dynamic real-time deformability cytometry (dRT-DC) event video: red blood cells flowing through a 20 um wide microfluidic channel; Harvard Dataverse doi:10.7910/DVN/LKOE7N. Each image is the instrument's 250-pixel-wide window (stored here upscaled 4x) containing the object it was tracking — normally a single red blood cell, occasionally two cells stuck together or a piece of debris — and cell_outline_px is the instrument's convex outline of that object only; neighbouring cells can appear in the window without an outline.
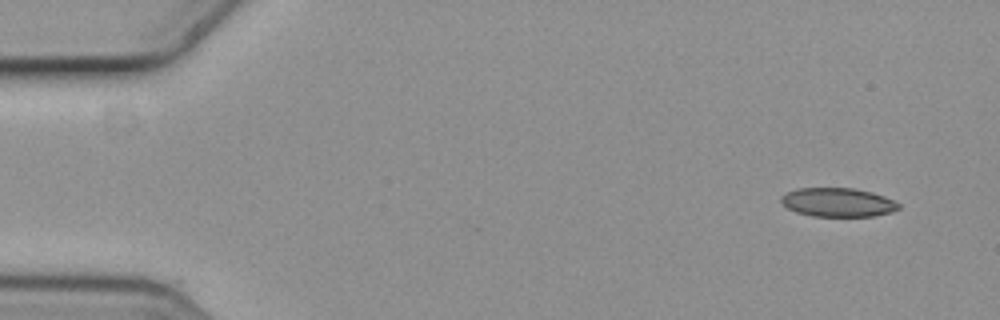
{"species": "common noctule bat (a hibernating species)", "species_latin": "Nyctalus noctula", "temperature_condition": "cold", "stored_images_in_passage": 2, "camera_frame_rate_fps": 3000, "um_per_image_px": 0.085, "animal": {"sex": "female", "body_mass_g": 19.3, "forearm_length_mm": 54.1}, "frame": {"image": 1, "passage_image": 1, "time_ms": 0.0, "image_size_px": [1000, 320], "cell_outline_px": [[900, 208], [888, 212], [872, 216], [812, 216], [796, 212], [788, 208], [780, 200], [780, 196], [788, 192], [800, 188], [852, 188], [872, 192], [884, 196], [900, 204]], "centroid_in_image_um": [71.2, 17.19], "position_along_channel_um": 13.8, "area_um2": 19.54}}